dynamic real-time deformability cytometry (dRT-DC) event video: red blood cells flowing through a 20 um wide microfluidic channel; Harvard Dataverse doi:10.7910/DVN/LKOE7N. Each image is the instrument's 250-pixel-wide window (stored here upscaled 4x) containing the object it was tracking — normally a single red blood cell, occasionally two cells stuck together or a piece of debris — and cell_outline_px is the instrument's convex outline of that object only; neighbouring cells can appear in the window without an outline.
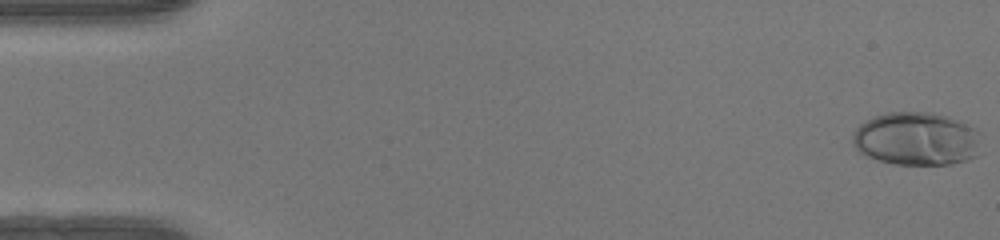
{"species": "human", "species_latin": "Homo sapiens", "temperature_condition": "warm", "stored_images_in_passage": 49, "camera_frame_rate_fps": 3000, "um_per_image_px": 0.085, "donor": {"sex": "female"}, "frame": {"image": 1, "passage_image": 1, "time_ms": 0.0, "image_size_px": [1000, 240], "cell_outline_px": [[984, 152], [980, 156], [968, 160], [952, 164], [896, 164], [876, 160], [860, 152], [852, 144], [852, 132], [864, 120], [872, 116], [888, 112], [932, 112], [960, 120], [976, 128], [980, 132]], "centroid_in_image_um": [77.98, 11.8], "position_along_channel_um": 7.0, "area_um2": 41.04}}
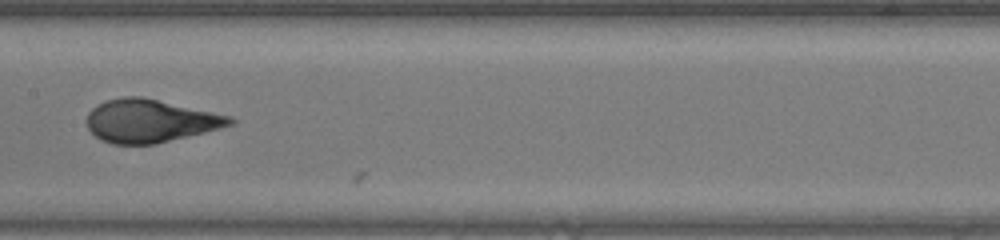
{"frame": {"image": 2, "passage_image": 26, "time_ms": 8.333, "image_size_px": [1000, 240], "cell_outline_px": [[236, 120], [232, 124], [220, 128], [156, 144], [112, 144], [100, 140], [88, 128], [88, 112], [92, 108], [104, 100], [124, 96], [144, 96], [232, 116]], "centroid_in_image_um": [12.76, 10.26], "position_along_channel_um": 194.6, "area_um2": 36.01}}
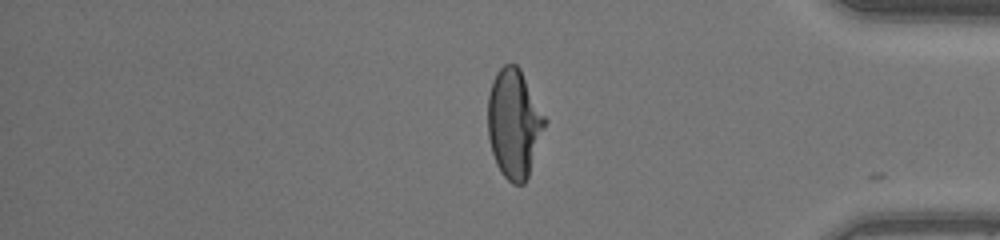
{"frame": {"image": 3, "passage_image": 42, "time_ms": 13.667, "image_size_px": [1000, 240], "cell_outline_px": [[548, 120], [528, 176], [524, 184], [512, 184], [500, 172], [496, 164], [492, 152], [488, 136], [488, 96], [492, 80], [496, 72], [504, 64], [516, 64], [520, 68]], "centroid_in_image_um": [43.7, 10.49], "position_along_channel_um": 391.5, "area_um2": 36.41}, "authors_computed_cell_mechanics": {"area_um2": 36.0094, "velocity_mm_per_s": 4.1775, "shape_relaxation_time_tau1_ms": 6.8839, "shape_relaxation_time_tau2_ms": null, "deformation_change_tau1": 0.3159, "deformation_change_tau2": null}}